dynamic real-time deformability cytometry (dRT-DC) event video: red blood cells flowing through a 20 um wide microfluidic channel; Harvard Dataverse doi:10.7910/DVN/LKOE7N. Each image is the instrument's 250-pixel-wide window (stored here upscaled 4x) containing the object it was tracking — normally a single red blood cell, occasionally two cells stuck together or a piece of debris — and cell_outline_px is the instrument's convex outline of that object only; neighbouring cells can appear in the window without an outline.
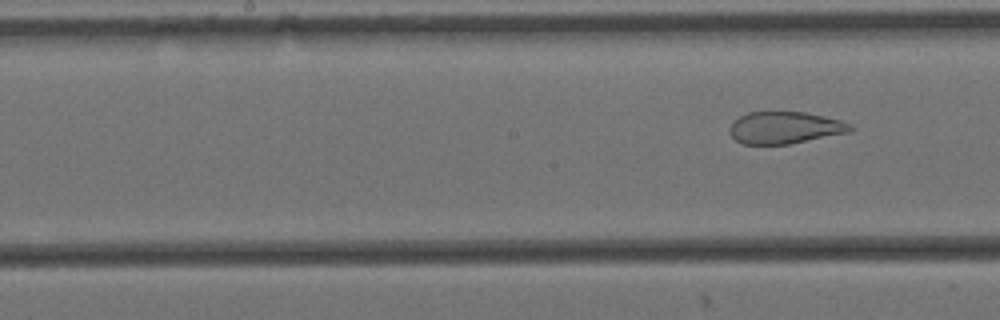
{"species": "Egyptian fruit bat (a non-hibernating species)", "species_latin": "Rousettus aegyptiacus", "temperature_condition": "cold", "stored_images_in_passage": 9, "segment_of_instrument_passage": [2, 2], "camera_frame_rate_fps": 3000, "um_per_image_px": 0.085, "animal": {"sex": "female"}, "frame": {"image": 1, "passage_image": 9, "time_ms": 2.667, "image_size_px": [1000, 320], "cell_outline_px": [[856, 128], [852, 132], [788, 144], [744, 144], [736, 140], [732, 136], [732, 124], [740, 116], [748, 112], [804, 112], [824, 116], [840, 120], [852, 124]], "centroid_in_image_um": [66.81, 10.85], "position_along_channel_um": 181.4, "area_um2": 22.37}}